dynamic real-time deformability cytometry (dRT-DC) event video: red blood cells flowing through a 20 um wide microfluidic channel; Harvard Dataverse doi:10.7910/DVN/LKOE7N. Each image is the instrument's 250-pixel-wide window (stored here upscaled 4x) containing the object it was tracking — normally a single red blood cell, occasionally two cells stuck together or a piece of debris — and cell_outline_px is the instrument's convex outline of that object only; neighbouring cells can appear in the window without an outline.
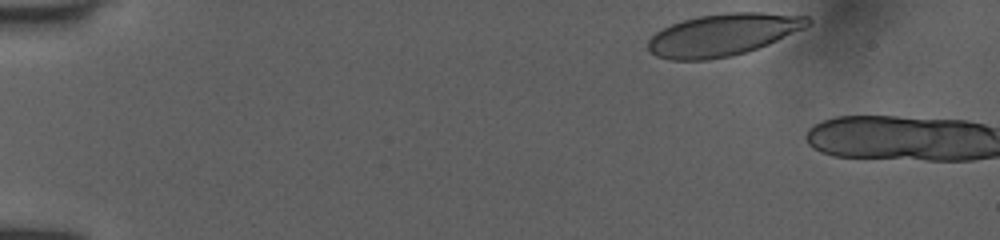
{"species": "human", "species_latin": "Homo sapiens", "temperature_condition": "room temperature", "stored_images_in_passage": 6, "camera_frame_rate_fps": 3000, "um_per_image_px": 0.085, "donor": {"sex": "female"}, "frame": {"image": 1, "passage_image": 1, "time_ms": 0.0, "image_size_px": [1000, 240], "cell_outline_px": [[812, 24], [804, 28], [768, 44], [748, 52], [732, 56], [708, 60], [668, 60], [656, 56], [648, 52], [648, 40], [656, 32], [672, 24], [684, 20], [700, 16], [728, 12], [760, 12], [808, 16], [812, 20]], "centroid_in_image_um": [61.45, 2.96], "position_along_channel_um": 23.5, "area_um2": 39.3}}